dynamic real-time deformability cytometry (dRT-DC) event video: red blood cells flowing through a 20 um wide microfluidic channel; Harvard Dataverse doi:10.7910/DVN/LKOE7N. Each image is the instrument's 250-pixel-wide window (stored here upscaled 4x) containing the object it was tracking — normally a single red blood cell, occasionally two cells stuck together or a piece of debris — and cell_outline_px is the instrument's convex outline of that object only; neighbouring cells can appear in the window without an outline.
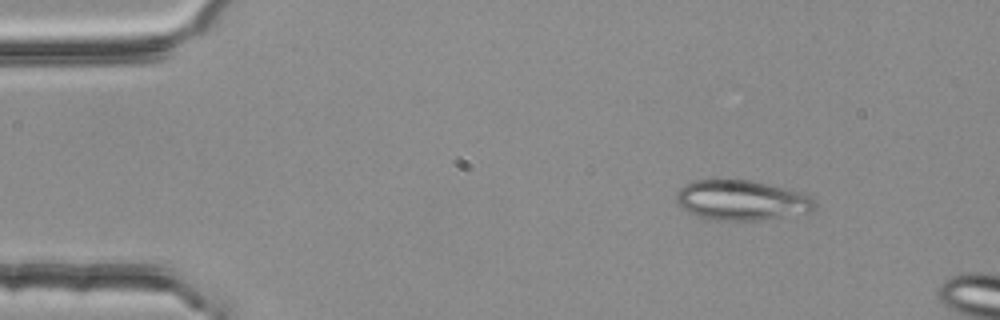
{"species": "common noctule bat (a hibernating species)", "species_latin": "Nyctalus noctula", "temperature_condition": "room temperature", "stored_images_in_passage": 4, "camera_frame_rate_fps": 3000, "um_per_image_px": 0.085, "animal": {"sex": "female", "body_mass_g": 25.1}, "frame": {"image": 1, "passage_image": 2, "time_ms": 0.333, "image_size_px": [1000, 320], "cell_outline_px": [[816, 208], [812, 212], [764, 220], [712, 220], [688, 212], [680, 208], [676, 204], [676, 192], [684, 184], [696, 180], [752, 180], [804, 192], [812, 196], [816, 204]], "centroid_in_image_um": [63.07, 17.02], "position_along_channel_um": 21.9, "area_um2": 32.83}}